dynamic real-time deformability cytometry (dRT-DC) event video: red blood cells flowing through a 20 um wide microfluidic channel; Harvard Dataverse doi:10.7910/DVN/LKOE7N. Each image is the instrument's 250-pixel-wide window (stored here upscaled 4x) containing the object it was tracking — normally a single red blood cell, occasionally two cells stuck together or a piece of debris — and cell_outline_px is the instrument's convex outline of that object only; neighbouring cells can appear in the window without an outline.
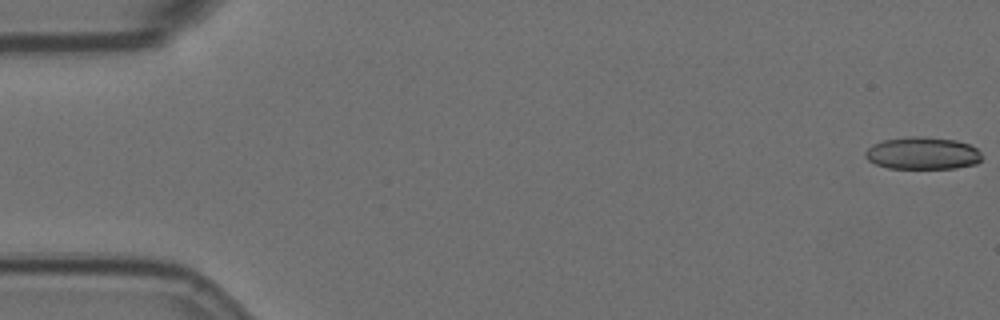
{"species": "Egyptian fruit bat (a non-hibernating species)", "species_latin": "Rousettus aegyptiacus", "temperature_condition": "room temperature", "stored_images_in_passage": 9, "camera_frame_rate_fps": 3000, "um_per_image_px": 0.085, "animal": {"sex": "female"}, "frame": {"image": 1, "passage_image": 1, "time_ms": 0.0, "image_size_px": [1000, 320], "cell_outline_px": [[980, 160], [976, 164], [956, 168], [888, 168], [876, 164], [868, 160], [864, 156], [864, 152], [872, 144], [880, 140], [908, 136], [924, 136], [956, 140], [968, 144], [976, 148], [980, 152]], "centroid_in_image_um": [78.37, 13.01], "position_along_channel_um": 6.6, "area_um2": 22.14}}